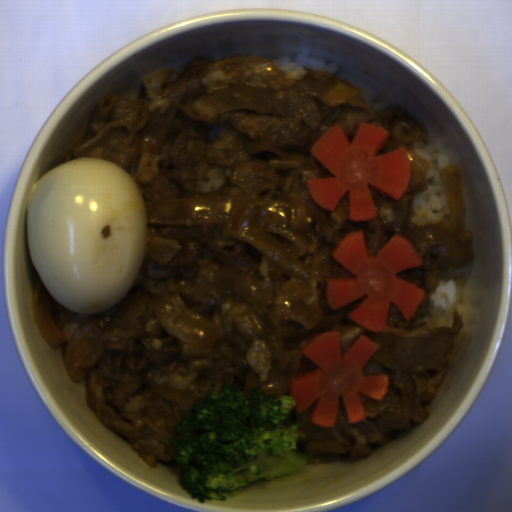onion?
Returning a JSON list of instances; mask_svg holds the SVG:
<instances>
[{
  "label": "onion",
  "instance_id": "06740285",
  "mask_svg": "<svg viewBox=\"0 0 512 512\" xmlns=\"http://www.w3.org/2000/svg\"><path fill=\"white\" fill-rule=\"evenodd\" d=\"M192 106L199 116L206 119L232 110L284 115L288 112L275 90L263 87H237L214 93L197 98Z\"/></svg>",
  "mask_w": 512,
  "mask_h": 512
},
{
  "label": "onion",
  "instance_id": "55239325",
  "mask_svg": "<svg viewBox=\"0 0 512 512\" xmlns=\"http://www.w3.org/2000/svg\"><path fill=\"white\" fill-rule=\"evenodd\" d=\"M34 319L38 330L47 343L54 347H60L65 339L54 320L48 303V290L39 274L33 295Z\"/></svg>",
  "mask_w": 512,
  "mask_h": 512
},
{
  "label": "onion",
  "instance_id": "23ac38db",
  "mask_svg": "<svg viewBox=\"0 0 512 512\" xmlns=\"http://www.w3.org/2000/svg\"><path fill=\"white\" fill-rule=\"evenodd\" d=\"M181 247L180 242L174 239L153 236L146 237V247L143 257L161 264H167Z\"/></svg>",
  "mask_w": 512,
  "mask_h": 512
},
{
  "label": "onion",
  "instance_id": "6bf65262",
  "mask_svg": "<svg viewBox=\"0 0 512 512\" xmlns=\"http://www.w3.org/2000/svg\"><path fill=\"white\" fill-rule=\"evenodd\" d=\"M439 181L447 199L451 214L439 223L453 227L466 215L465 202L457 165H447L439 171Z\"/></svg>",
  "mask_w": 512,
  "mask_h": 512
}]
</instances>
